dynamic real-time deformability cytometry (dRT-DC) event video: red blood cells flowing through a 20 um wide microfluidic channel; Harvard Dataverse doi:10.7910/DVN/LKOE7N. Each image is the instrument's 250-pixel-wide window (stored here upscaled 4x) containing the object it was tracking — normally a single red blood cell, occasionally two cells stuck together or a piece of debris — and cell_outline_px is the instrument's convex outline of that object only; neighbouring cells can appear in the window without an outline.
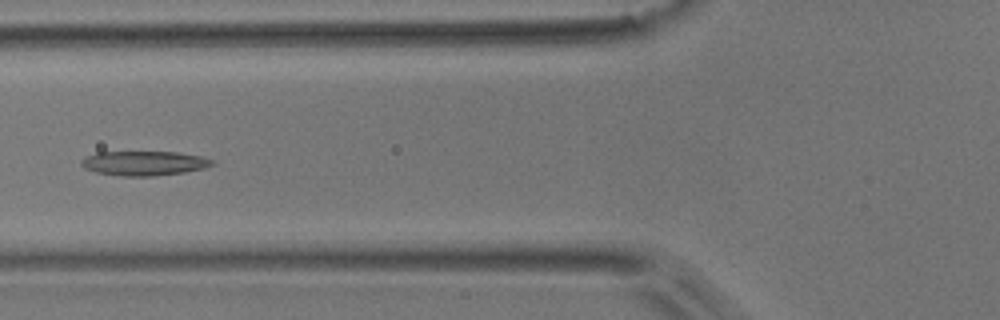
{"species": "common noctule bat (a hibernating species)", "species_latin": "Nyctalus noctula", "temperature_condition": "room temperature", "stored_images_in_passage": 6, "camera_frame_rate_fps": 3000, "um_per_image_px": 0.085, "animal": {"sex": "male", "body_mass_g": 17.9}, "frame": {"image": 1, "passage_image": 6, "time_ms": 1.667, "image_size_px": [1000, 320], "cell_outline_px": [[216, 164], [204, 168], [184, 172], [152, 176], [120, 176], [96, 172], [84, 168], [80, 164], [80, 160], [96, 152], [176, 152], [200, 156], [212, 160]], "centroid_in_image_um": [12.23, 13.87], "position_along_channel_um": 113.6, "area_um2": 18.61}}